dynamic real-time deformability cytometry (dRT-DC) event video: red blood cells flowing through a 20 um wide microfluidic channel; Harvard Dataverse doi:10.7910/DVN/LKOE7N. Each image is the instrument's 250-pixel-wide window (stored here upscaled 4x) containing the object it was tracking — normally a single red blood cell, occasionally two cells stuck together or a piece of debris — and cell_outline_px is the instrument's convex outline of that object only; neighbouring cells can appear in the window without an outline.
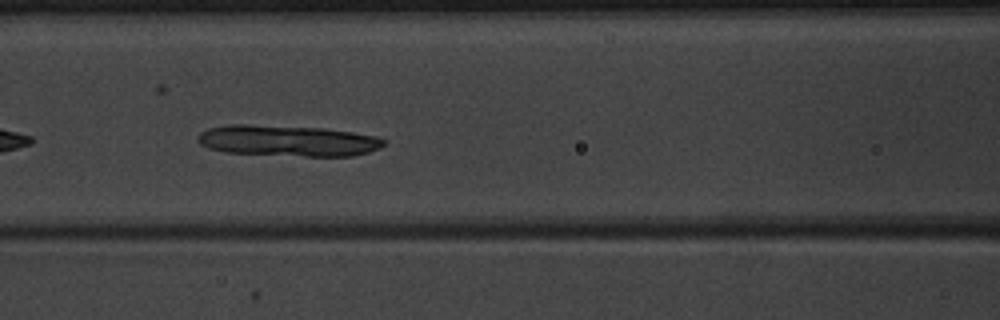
{"species": "common noctule bat (a hibernating species)", "species_latin": "Nyctalus noctula", "temperature_condition": "warm", "stored_images_in_passage": 44, "camera_frame_rate_fps": 3000, "um_per_image_px": 0.085, "animal": {"sex": "male", "body_mass_g": 20.1, "forearm_length_mm": 53.5}, "frame": {"image": 1, "passage_image": 25, "time_ms": 8.0, "image_size_px": [1000, 320], "cell_outline_px": [[384, 144], [380, 148], [368, 152], [352, 156], [304, 156], [228, 152], [208, 148], [200, 144], [196, 140], [196, 136], [200, 132], [208, 128], [228, 124], [248, 124], [324, 128], [352, 132], [376, 136], [384, 140]], "centroid_in_image_um": [24.42, 11.95], "position_along_channel_um": 142.2, "area_um2": 33.7}}
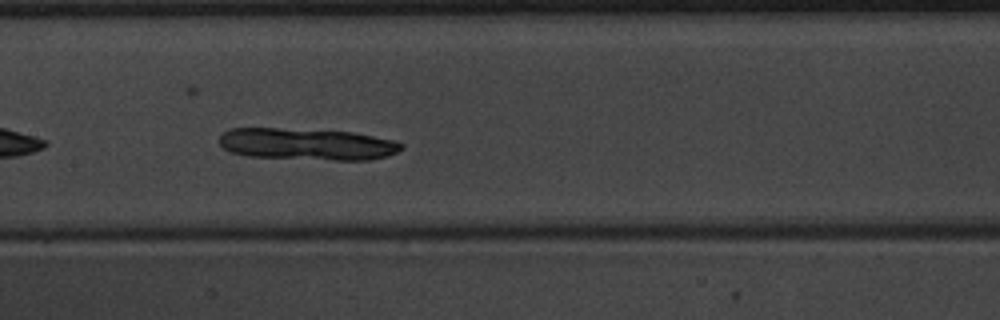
{"frame": {"image": 2, "passage_image": 28, "time_ms": 9.0, "image_size_px": [1000, 320], "cell_outline_px": [[404, 148], [388, 156], [368, 160], [332, 160], [248, 156], [228, 152], [220, 144], [220, 136], [228, 128], [276, 128], [352, 132], [396, 140], [404, 144]], "centroid_in_image_um": [26.11, 12.25], "position_along_channel_um": 181.3, "area_um2": 33.87}}
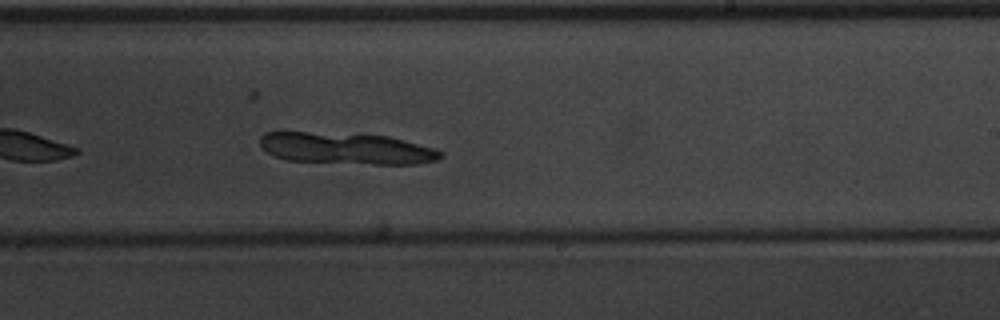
{"frame": {"image": 3, "passage_image": 34, "time_ms": 11.0, "image_size_px": [1000, 320], "cell_outline_px": [[444, 156], [436, 160], [416, 164], [372, 164], [288, 160], [276, 156], [268, 152], [260, 144], [260, 136], [264, 132], [308, 132], [388, 136], [436, 148], [444, 152]], "centroid_in_image_um": [29.49, 12.62], "position_along_channel_um": 259.5, "area_um2": 32.95}}